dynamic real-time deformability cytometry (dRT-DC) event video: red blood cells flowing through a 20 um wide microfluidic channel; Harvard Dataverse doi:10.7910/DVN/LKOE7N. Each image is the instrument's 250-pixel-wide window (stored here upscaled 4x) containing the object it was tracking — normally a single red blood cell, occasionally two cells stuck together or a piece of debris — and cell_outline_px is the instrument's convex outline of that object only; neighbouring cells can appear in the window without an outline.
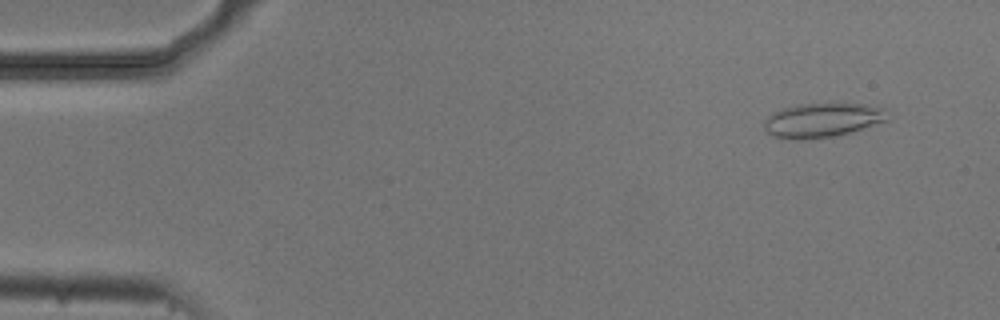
{"species": "common noctule bat (a hibernating species)", "species_latin": "Nyctalus noctula", "temperature_condition": "cold", "stored_images_in_passage": 5, "camera_frame_rate_fps": 3000, "um_per_image_px": 0.085, "animal": {"sex": "male", "body_mass_g": 20.5, "forearm_length_mm": 52.5}, "frame": {"image": 1, "passage_image": 2, "time_ms": 0.333, "image_size_px": [1000, 320], "cell_outline_px": [[892, 116], [888, 120], [836, 136], [804, 140], [788, 140], [772, 136], [764, 128], [764, 120], [772, 112], [784, 108], [800, 104], [868, 104], [884, 108]], "centroid_in_image_um": [69.9, 10.22], "position_along_channel_um": 15.1, "area_um2": 24.85}}